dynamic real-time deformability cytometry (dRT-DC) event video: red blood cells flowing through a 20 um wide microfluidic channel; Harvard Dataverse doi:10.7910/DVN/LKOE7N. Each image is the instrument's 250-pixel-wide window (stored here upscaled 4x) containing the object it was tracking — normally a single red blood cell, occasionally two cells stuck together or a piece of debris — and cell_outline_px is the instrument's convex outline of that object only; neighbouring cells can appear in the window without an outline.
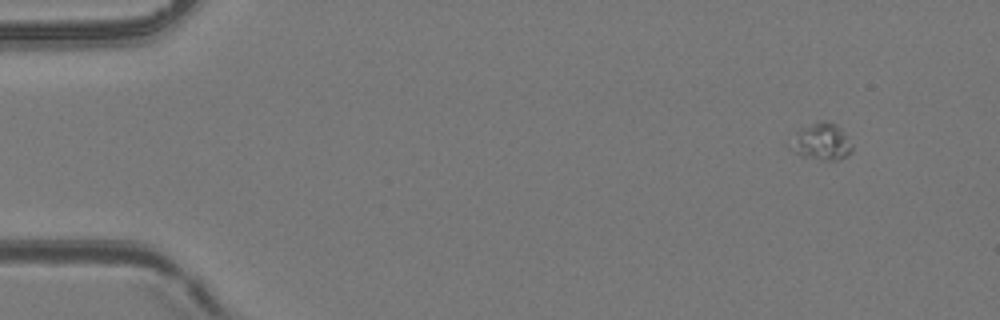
{"species": "common noctule bat (a hibernating species)", "species_latin": "Nyctalus noctula", "temperature_condition": "room temperature", "stored_images_in_passage": 6, "camera_frame_rate_fps": 3000, "um_per_image_px": 0.085, "animal": {"sex": "female", "body_mass_g": 24.6, "forearm_length_mm": 56.2}, "frame": {"image": 1, "passage_image": 1, "time_ms": 0.0, "image_size_px": [1000, 320], "cell_outline_px": [[852, 152], [848, 156], [840, 160], [824, 160], [804, 156], [788, 148], [788, 144], [796, 132], [800, 128], [820, 120], [824, 120], [836, 124], [840, 128], [852, 144]], "centroid_in_image_um": [69.82, 12.04], "position_along_channel_um": 15.2, "area_um2": 13.35}}
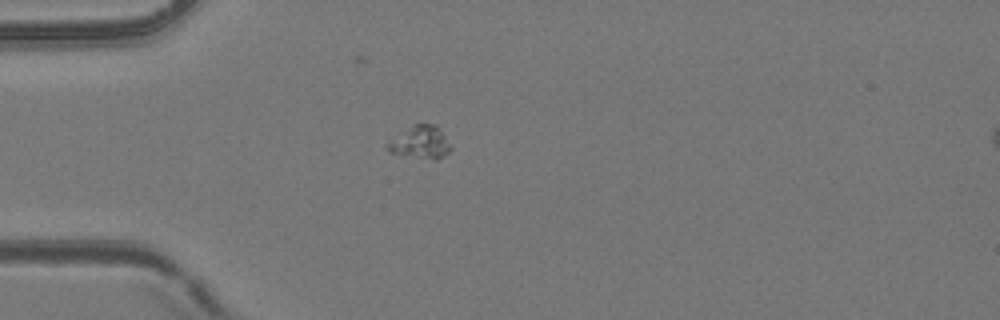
{"frame": {"image": 2, "passage_image": 4, "time_ms": 3.667, "image_size_px": [1000, 320], "cell_outline_px": [[452, 148], [444, 156], [436, 160], [432, 160], [388, 152], [388, 140], [416, 124], [436, 124], [440, 128]], "centroid_in_image_um": [35.76, 12.11], "position_along_channel_um": 49.2, "area_um2": 11.91}}